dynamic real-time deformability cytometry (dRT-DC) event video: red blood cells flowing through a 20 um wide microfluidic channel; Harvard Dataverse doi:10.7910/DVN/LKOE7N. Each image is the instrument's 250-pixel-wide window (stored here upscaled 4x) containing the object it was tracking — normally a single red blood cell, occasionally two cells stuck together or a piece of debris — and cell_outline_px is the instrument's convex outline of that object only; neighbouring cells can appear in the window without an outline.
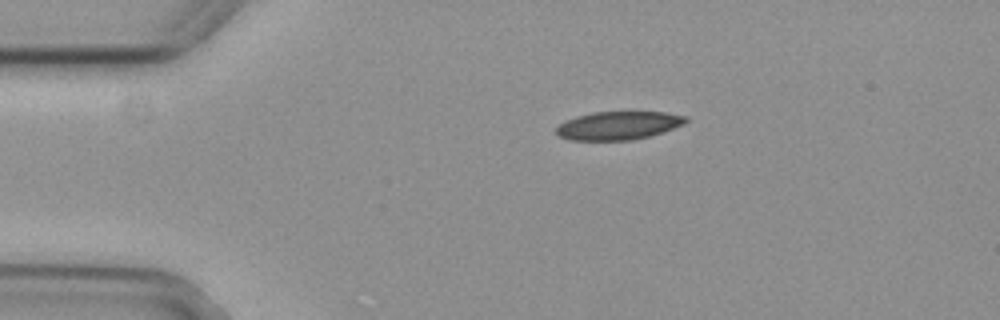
{"species": "common noctule bat (a hibernating species)", "species_latin": "Nyctalus noctula", "temperature_condition": "cold", "stored_images_in_passage": 3, "camera_frame_rate_fps": 3000, "um_per_image_px": 0.085, "animal": {"sex": "female", "body_mass_g": 29.2, "forearm_length_mm": 56.3}, "frame": {"image": 1, "passage_image": 3, "time_ms": 0.667, "image_size_px": [1000, 320], "cell_outline_px": [[688, 120], [684, 124], [648, 136], [632, 140], [568, 140], [560, 136], [556, 132], [556, 128], [564, 120], [576, 116], [592, 112], [664, 112], [688, 116]], "centroid_in_image_um": [52.53, 10.66], "position_along_channel_um": 32.5, "area_um2": 21.27}}